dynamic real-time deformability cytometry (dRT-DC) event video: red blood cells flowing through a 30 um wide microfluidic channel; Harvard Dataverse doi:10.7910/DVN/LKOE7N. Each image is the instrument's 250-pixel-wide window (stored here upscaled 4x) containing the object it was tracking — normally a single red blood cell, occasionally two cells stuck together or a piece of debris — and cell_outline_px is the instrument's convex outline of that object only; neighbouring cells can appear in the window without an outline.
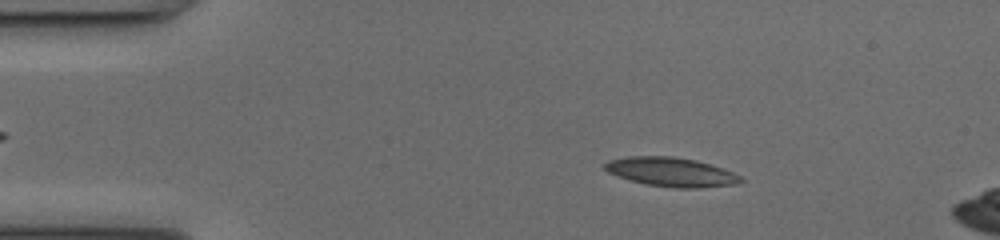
{"species": "common noctule bat (a hibernating species)", "species_latin": "Nyctalus noctula", "temperature_condition": "cold", "stored_images_in_passage": 8, "camera_frame_rate_fps": 3000, "um_per_image_px": 0.085, "animal": {"sex": "female", "body_mass_g": 17.0, "forearm_length_mm": 48.0}, "frame": {"image": 1, "passage_image": 2, "time_ms": 0.333, "image_size_px": [1000, 240], "cell_outline_px": [[744, 180], [732, 184], [700, 188], [676, 188], [644, 184], [608, 172], [604, 168], [604, 164], [608, 160], [628, 156], [672, 156], [696, 160], [732, 172], [740, 176]], "centroid_in_image_um": [57.01, 14.61], "position_along_channel_um": 28.0, "area_um2": 22.72}}